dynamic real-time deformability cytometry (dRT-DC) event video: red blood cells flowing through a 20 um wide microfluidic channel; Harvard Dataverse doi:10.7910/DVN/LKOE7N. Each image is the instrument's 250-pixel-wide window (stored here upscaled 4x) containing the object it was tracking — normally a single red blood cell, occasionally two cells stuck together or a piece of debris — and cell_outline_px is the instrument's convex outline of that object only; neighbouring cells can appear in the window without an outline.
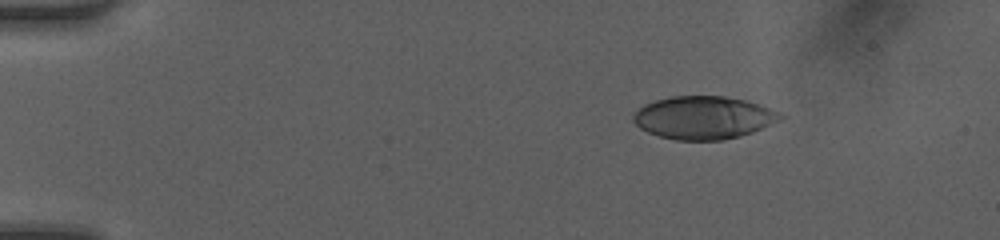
{"species": "human", "species_latin": "Homo sapiens", "temperature_condition": "room temperature", "stored_images_in_passage": 42, "camera_frame_rate_fps": 3000, "um_per_image_px": 0.085, "donor": {"sex": "female"}, "frame": {"image": 1, "passage_image": 1, "time_ms": 0.0, "image_size_px": [1000, 240], "cell_outline_px": [[784, 116], [752, 132], [740, 136], [720, 140], [676, 140], [660, 136], [648, 132], [640, 128], [632, 120], [632, 116], [644, 104], [656, 100], [672, 96], [724, 96], [748, 100], [780, 112]], "centroid_in_image_um": [59.77, 9.99], "position_along_channel_um": 25.2, "area_um2": 36.41}}
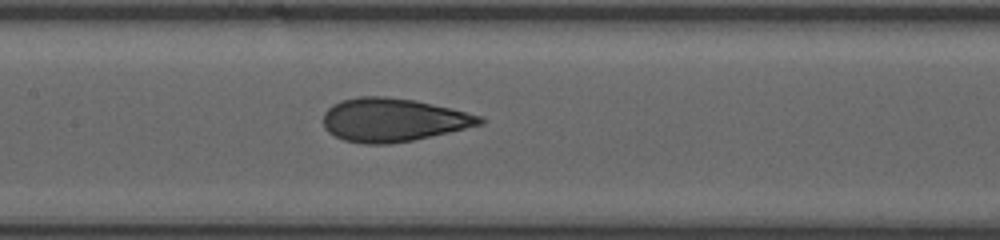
{"frame": {"image": 2, "passage_image": 18, "time_ms": 5.667, "image_size_px": [1000, 240], "cell_outline_px": [[484, 124], [412, 140], [388, 144], [364, 144], [344, 140], [328, 132], [324, 128], [324, 112], [332, 104], [344, 100], [360, 96], [384, 96], [416, 100], [484, 116]], "centroid_in_image_um": [33.42, 10.19], "position_along_channel_um": 174.0, "area_um2": 39.48}}
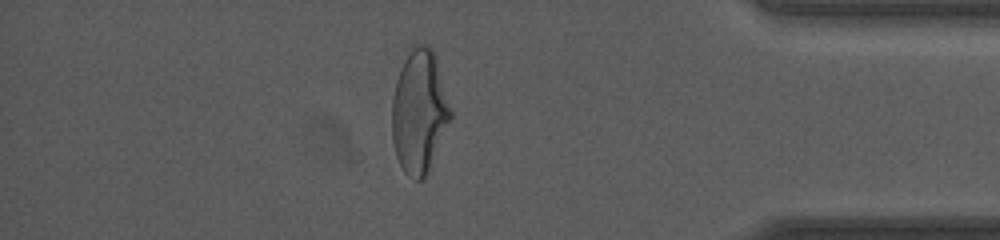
{"frame": {"image": 3, "passage_image": 36, "time_ms": 11.667, "image_size_px": [1000, 240], "cell_outline_px": [[452, 116], [428, 172], [424, 180], [416, 180], [408, 176], [404, 172], [396, 156], [392, 140], [392, 100], [396, 80], [400, 68], [412, 44], [428, 44], [432, 48], [436, 56], [452, 108]], "centroid_in_image_um": [35.65, 9.46], "position_along_channel_um": 399.6, "area_um2": 42.54}, "authors_computed_cell_mechanics": {"area_um2": 39.2173, "velocity_mm_per_s": 4.2308, "shape_relaxation_time_tau1_ms": 4.0909, "shape_relaxation_time_tau2_ms": 0.8491, "deformation_change_tau1": 0.19, "deformation_change_tau2": 0.0748}}